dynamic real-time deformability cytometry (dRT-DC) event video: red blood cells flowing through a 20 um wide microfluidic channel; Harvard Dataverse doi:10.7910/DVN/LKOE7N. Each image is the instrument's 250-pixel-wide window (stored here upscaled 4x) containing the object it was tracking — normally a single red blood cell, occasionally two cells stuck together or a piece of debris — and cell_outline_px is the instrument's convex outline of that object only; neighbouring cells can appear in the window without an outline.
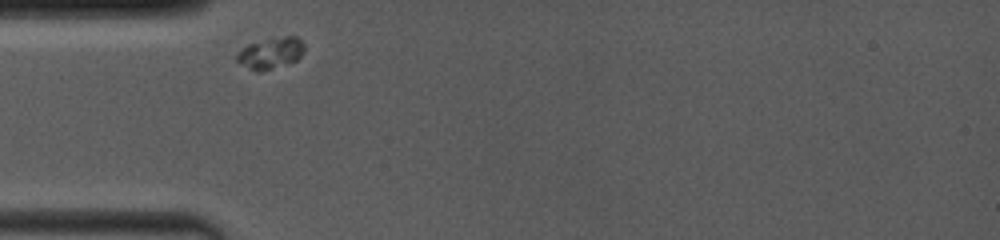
{"species": "common noctule bat (a hibernating species)", "species_latin": "Nyctalus noctula", "temperature_condition": "room temperature", "stored_images_in_passage": 27, "camera_frame_rate_fps": 4000, "um_per_image_px": 0.085, "animal": {"sex": "female", "body_mass_g": 19.0, "forearm_length_mm": 53.3}, "frame": {"image": 1, "passage_image": 1, "time_ms": 0.0, "image_size_px": [1000, 240], "cell_outline_px": [[304, 48], [300, 56], [296, 60], [260, 72], [256, 72], [236, 60], [236, 56], [248, 44], [284, 36], [296, 36], [304, 44]], "centroid_in_image_um": [23.02, 4.51], "position_along_channel_um": 62.0, "area_um2": 11.79}}
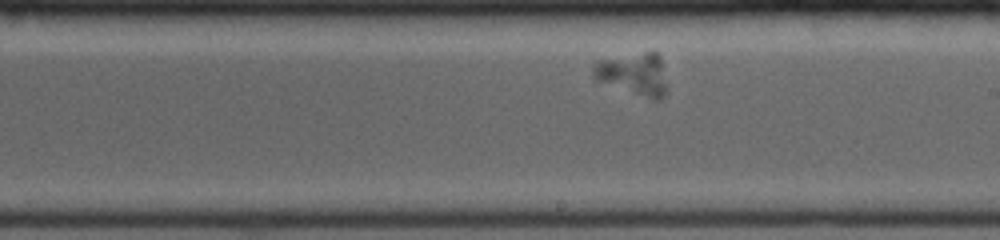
{"frame": {"image": 2, "passage_image": 15, "time_ms": 4.75, "image_size_px": [1000, 240], "cell_outline_px": [[664, 96], [660, 100], [652, 100], [592, 80], [592, 64], [596, 60], [648, 48], [652, 48], [660, 56], [664, 84]], "centroid_in_image_um": [53.76, 6.23], "position_along_channel_um": 235.2, "area_um2": 19.13}}
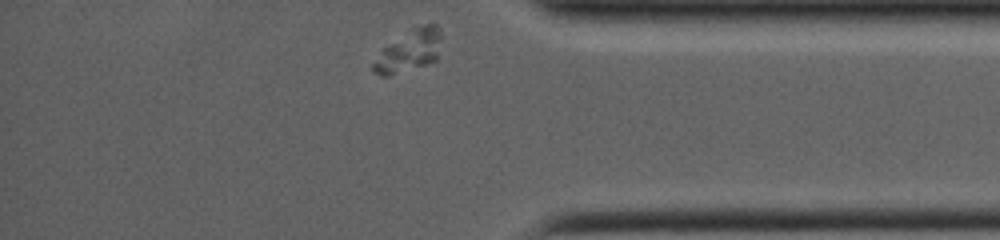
{"frame": {"image": 3, "passage_image": 27, "time_ms": 9.25, "image_size_px": [1000, 240], "cell_outline_px": [[440, 36], [436, 60], [388, 76], [380, 76], [372, 72], [372, 64], [384, 48], [416, 28], [424, 24], [436, 24], [440, 28]], "centroid_in_image_um": [34.76, 4.36], "position_along_channel_um": 400.4, "area_um2": 15.66}}